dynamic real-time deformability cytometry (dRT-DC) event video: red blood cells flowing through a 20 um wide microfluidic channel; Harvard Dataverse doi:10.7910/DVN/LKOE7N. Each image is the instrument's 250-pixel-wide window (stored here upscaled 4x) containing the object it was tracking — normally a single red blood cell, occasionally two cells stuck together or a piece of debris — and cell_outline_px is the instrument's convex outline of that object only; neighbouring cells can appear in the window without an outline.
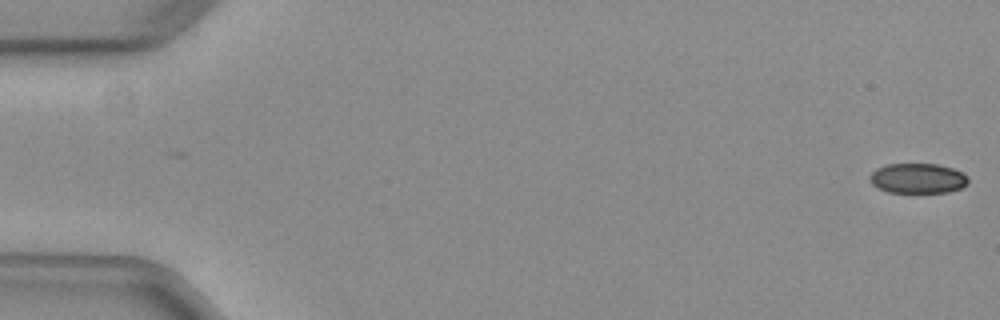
{"species": "common noctule bat (a hibernating species)", "species_latin": "Nyctalus noctula", "temperature_condition": "warm", "stored_images_in_passage": 7, "camera_frame_rate_fps": 3000, "um_per_image_px": 0.085, "animal": {"sex": "female", "body_mass_g": 29.2, "forearm_length_mm": 56.3}, "frame": {"image": 1, "passage_image": 1, "time_ms": 0.0, "image_size_px": [1000, 320], "cell_outline_px": [[968, 184], [960, 188], [948, 192], [888, 192], [872, 184], [868, 180], [868, 176], [876, 168], [888, 164], [936, 164], [952, 168], [964, 172], [968, 176]], "centroid_in_image_um": [78.01, 15.15], "position_along_channel_um": 7.0, "area_um2": 17.28}}